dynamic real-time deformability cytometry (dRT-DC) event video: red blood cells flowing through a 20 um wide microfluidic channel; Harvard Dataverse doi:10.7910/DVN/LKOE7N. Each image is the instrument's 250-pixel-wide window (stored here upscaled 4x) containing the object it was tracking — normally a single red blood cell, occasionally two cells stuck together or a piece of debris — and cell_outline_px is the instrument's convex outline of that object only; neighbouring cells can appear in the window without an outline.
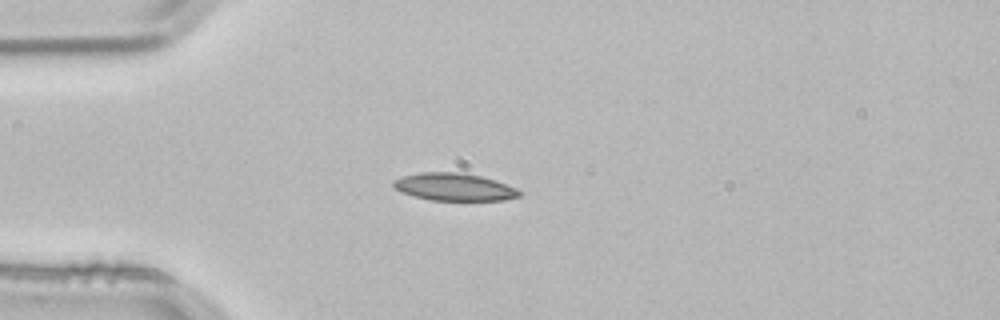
{"species": "common noctule bat (a hibernating species)", "species_latin": "Nyctalus noctula", "temperature_condition": "room temperature", "stored_images_in_passage": 1, "camera_frame_rate_fps": 3000, "um_per_image_px": 0.085, "animal": {"sex": "male", "body_mass_g": 21.5, "forearm_length_mm": 52.0}, "frame": {"image": 1, "passage_image": 1, "time_ms": 0.0, "image_size_px": [1000, 320], "cell_outline_px": [[520, 196], [504, 200], [432, 200], [412, 196], [400, 192], [392, 184], [392, 180], [404, 176], [420, 172], [460, 172], [480, 176], [516, 188], [520, 192]], "centroid_in_image_um": [38.55, 15.89], "position_along_channel_um": 46.4, "area_um2": 20.0}}